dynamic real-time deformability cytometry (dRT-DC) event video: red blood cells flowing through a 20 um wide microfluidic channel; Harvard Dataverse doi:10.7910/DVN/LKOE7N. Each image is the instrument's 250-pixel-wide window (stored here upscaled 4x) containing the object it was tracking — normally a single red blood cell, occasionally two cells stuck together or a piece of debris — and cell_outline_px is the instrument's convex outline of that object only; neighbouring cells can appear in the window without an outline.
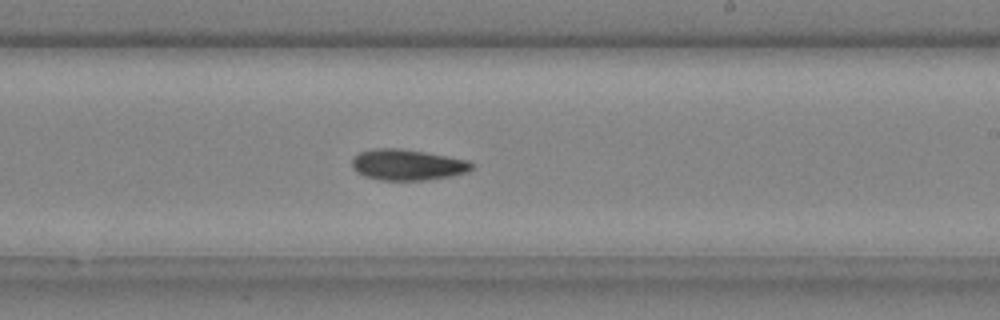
{"species": "common noctule bat (a hibernating species)", "species_latin": "Nyctalus noctula", "temperature_condition": "cold", "stored_images_in_passage": 29, "camera_frame_rate_fps": 3000, "um_per_image_px": 0.085, "animal": {"sex": "male", "body_mass_g": 20.4}, "frame": {"image": 1, "passage_image": 17, "time_ms": 5.333, "image_size_px": [1000, 320], "cell_outline_px": [[476, 164], [468, 172], [452, 176], [428, 180], [380, 180], [364, 176], [356, 172], [352, 168], [352, 160], [360, 152], [372, 148], [400, 148], [448, 156], [468, 160]], "centroid_in_image_um": [34.65, 14.01], "position_along_channel_um": 254.3, "area_um2": 21.79}}